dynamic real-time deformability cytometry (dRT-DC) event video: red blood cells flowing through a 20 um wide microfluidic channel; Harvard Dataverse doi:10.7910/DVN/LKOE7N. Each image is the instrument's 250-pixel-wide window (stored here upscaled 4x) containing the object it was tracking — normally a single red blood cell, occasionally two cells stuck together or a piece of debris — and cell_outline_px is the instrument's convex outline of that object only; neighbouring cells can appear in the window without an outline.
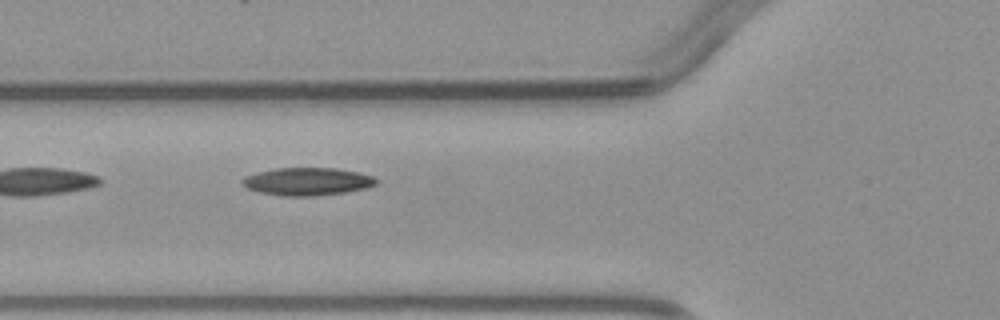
{"species": "common noctule bat (a hibernating species)", "species_latin": "Nyctalus noctula", "temperature_condition": "warm", "stored_images_in_passage": 3, "camera_frame_rate_fps": 3000, "um_per_image_px": 0.085, "animal": {"sex": "male", "body_mass_g": 23.1, "forearm_length_mm": 52.7}, "frame": {"image": 1, "passage_image": 3, "time_ms": 2.333, "image_size_px": [1000, 320], "cell_outline_px": [[376, 184], [368, 188], [344, 192], [312, 196], [284, 196], [260, 192], [248, 188], [240, 184], [240, 180], [244, 176], [256, 172], [276, 168], [336, 168], [360, 172], [372, 176], [376, 180]], "centroid_in_image_um": [26.09, 15.42], "position_along_channel_um": 99.7, "area_um2": 21.73}}